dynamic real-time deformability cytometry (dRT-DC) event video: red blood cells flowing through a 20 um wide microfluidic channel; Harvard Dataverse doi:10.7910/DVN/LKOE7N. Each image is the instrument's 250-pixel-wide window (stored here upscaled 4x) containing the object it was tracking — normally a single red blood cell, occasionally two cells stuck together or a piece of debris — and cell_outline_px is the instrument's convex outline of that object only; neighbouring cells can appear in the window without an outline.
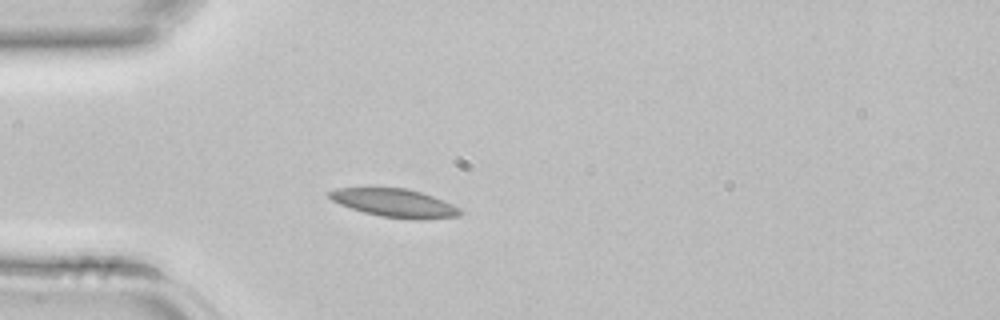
{"species": "common noctule bat (a hibernating species)", "species_latin": "Nyctalus noctula", "temperature_condition": "room temperature", "stored_images_in_passage": 1, "camera_frame_rate_fps": 3000, "um_per_image_px": 0.085, "animal": {"sex": "female", "body_mass_g": 22.7, "forearm_length_mm": 54.2}, "frame": {"image": 1, "passage_image": 1, "time_ms": 0.0, "image_size_px": [1000, 320], "cell_outline_px": [[464, 212], [460, 216], [420, 220], [416, 220], [380, 216], [364, 212], [340, 204], [332, 200], [328, 196], [328, 192], [336, 188], [404, 188], [420, 192], [444, 200], [460, 208]], "centroid_in_image_um": [33.59, 17.26], "position_along_channel_um": 51.4, "area_um2": 21.5}}